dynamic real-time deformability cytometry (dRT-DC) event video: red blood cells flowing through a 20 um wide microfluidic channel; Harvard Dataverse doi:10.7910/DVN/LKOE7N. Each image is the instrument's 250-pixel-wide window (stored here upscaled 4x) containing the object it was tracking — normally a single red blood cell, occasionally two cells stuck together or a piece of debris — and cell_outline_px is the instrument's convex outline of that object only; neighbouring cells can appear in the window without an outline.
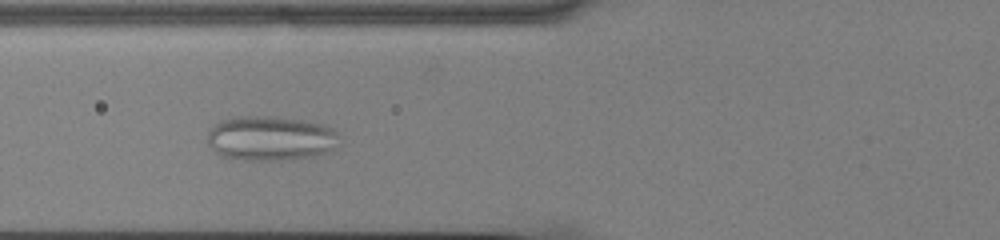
{"species": "common noctule bat (a hibernating species)", "species_latin": "Nyctalus noctula", "temperature_condition": "cold", "stored_images_in_passage": 17, "camera_frame_rate_fps": 3000, "um_per_image_px": 0.085, "animal": {"sex": "male", "body_mass_g": 13.0, "forearm_length_mm": 53.1}, "frame": {"image": 1, "passage_image": 6, "time_ms": 1.667, "image_size_px": [1000, 240], "cell_outline_px": [[336, 148], [328, 152], [312, 156], [280, 160], [244, 160], [220, 156], [208, 144], [208, 132], [220, 120], [232, 116], [276, 116], [324, 124], [332, 128], [336, 132]], "centroid_in_image_um": [22.96, 11.75], "position_along_channel_um": 102.8, "area_um2": 34.33}}